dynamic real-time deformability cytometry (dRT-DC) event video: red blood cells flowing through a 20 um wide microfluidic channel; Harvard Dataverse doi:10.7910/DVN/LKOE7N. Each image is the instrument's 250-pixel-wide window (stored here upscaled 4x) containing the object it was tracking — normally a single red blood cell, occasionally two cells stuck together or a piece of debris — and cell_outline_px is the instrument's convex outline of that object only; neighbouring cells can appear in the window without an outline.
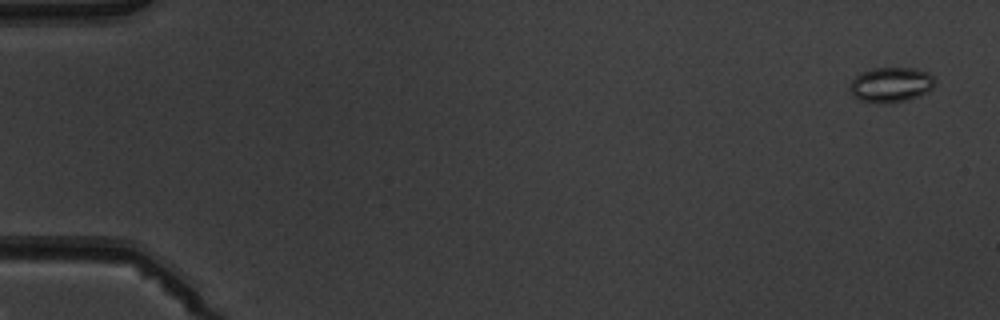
{"species": "common noctule bat (a hibernating species)", "species_latin": "Nyctalus noctula", "temperature_condition": "warm", "stored_images_in_passage": 5, "camera_frame_rate_fps": 3000, "um_per_image_px": 0.085, "animal": {"sex": "male", "body_mass_g": 19.5, "forearm_length_mm": 54.6}, "frame": {"image": 1, "passage_image": 1, "time_ms": 0.0, "image_size_px": [1000, 320], "cell_outline_px": [[936, 84], [928, 92], [920, 96], [908, 100], [880, 104], [860, 100], [852, 96], [848, 88], [848, 84], [860, 72], [872, 68], [916, 68], [928, 72], [936, 80]], "centroid_in_image_um": [75.72, 7.2], "position_along_channel_um": 9.3, "area_um2": 17.8}}
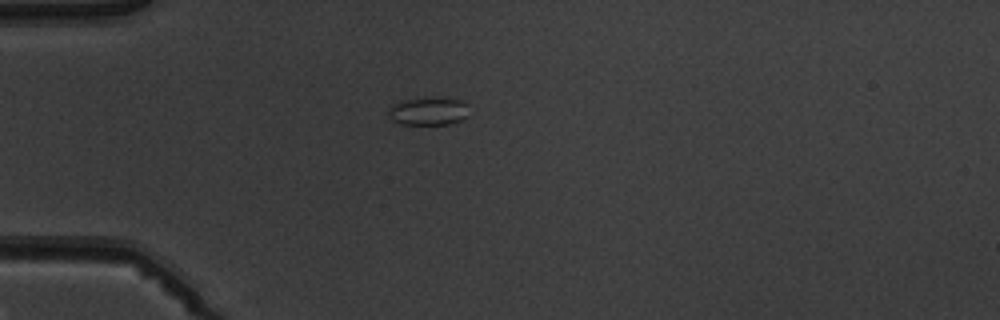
{"frame": {"image": 2, "passage_image": 4, "time_ms": 4.333, "image_size_px": [1000, 320], "cell_outline_px": [[468, 116], [460, 120], [448, 124], [400, 124], [392, 120], [388, 112], [392, 104], [404, 100], [424, 96], [464, 100]], "centroid_in_image_um": [36.4, 9.43], "position_along_channel_um": 48.6, "area_um2": 13.24}}